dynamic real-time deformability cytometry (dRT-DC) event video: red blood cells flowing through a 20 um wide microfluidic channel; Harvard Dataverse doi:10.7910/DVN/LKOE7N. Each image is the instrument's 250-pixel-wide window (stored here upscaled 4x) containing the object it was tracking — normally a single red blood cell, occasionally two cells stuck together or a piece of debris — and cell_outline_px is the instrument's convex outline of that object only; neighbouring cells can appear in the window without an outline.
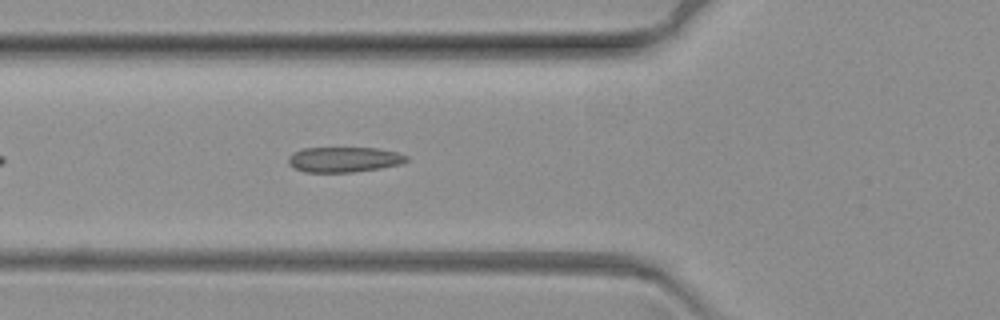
{"species": "common noctule bat (a hibernating species)", "species_latin": "Nyctalus noctula", "temperature_condition": "warm", "stored_images_in_passage": 47, "camera_frame_rate_fps": 3000, "um_per_image_px": 0.085, "animal": {"sex": "female", "body_mass_g": 19.3, "forearm_length_mm": 54.1}, "frame": {"image": 1, "passage_image": 5, "time_ms": 1.333, "image_size_px": [1000, 320], "cell_outline_px": [[408, 160], [404, 164], [380, 168], [352, 172], [304, 172], [288, 164], [288, 156], [292, 152], [304, 148], [380, 148], [396, 152], [408, 156]], "centroid_in_image_um": [29.25, 13.55], "position_along_channel_um": 96.5, "area_um2": 17.51}}
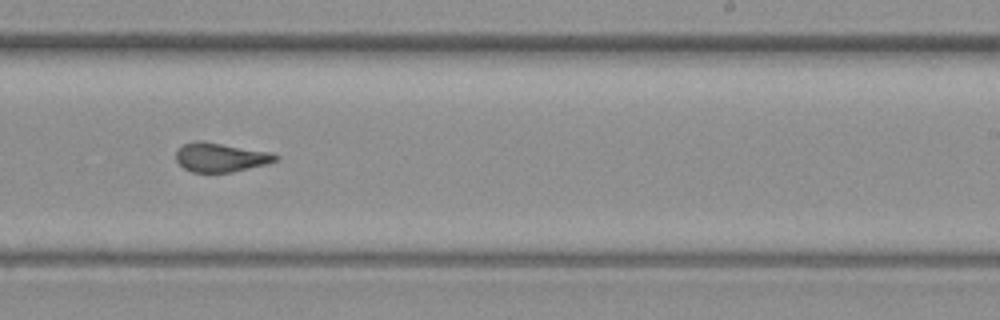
{"frame": {"image": 2, "passage_image": 22, "time_ms": 7.0, "image_size_px": [1000, 320], "cell_outline_px": [[280, 160], [232, 172], [192, 172], [184, 168], [176, 160], [176, 152], [184, 144], [196, 140], [200, 140], [272, 152], [280, 156]], "centroid_in_image_um": [18.78, 13.36], "position_along_channel_um": 270.2, "area_um2": 16.82}}
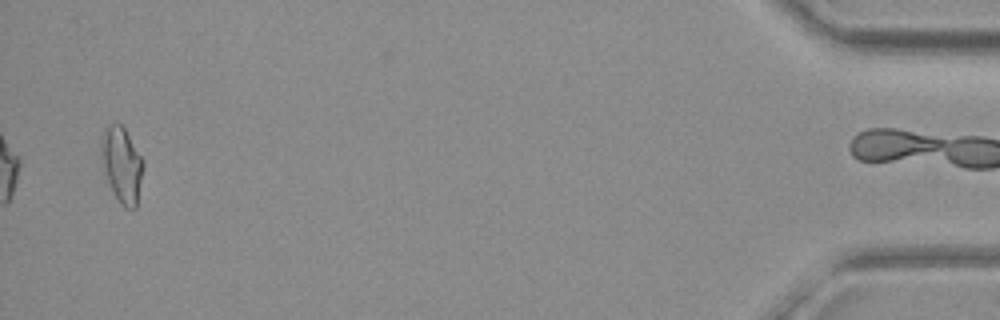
{"frame": {"image": 3, "passage_image": 46, "time_ms": 15.0, "image_size_px": [1000, 320], "cell_outline_px": [[144, 164], [136, 208], [124, 208], [120, 204], [104, 172], [100, 156], [100, 136], [108, 124], [120, 124], [124, 128], [144, 160]], "centroid_in_image_um": [10.34, 13.97], "position_along_channel_um": 424.9, "area_um2": 18.5}}